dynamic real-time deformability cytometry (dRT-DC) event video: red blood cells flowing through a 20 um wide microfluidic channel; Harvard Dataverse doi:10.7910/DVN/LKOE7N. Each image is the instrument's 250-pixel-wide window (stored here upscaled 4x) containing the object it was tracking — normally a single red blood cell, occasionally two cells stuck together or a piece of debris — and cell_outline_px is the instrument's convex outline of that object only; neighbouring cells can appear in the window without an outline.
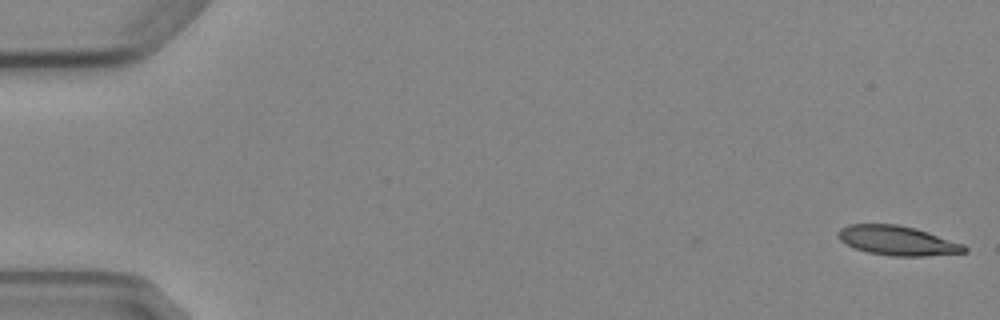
{"species": "Egyptian fruit bat (a non-hibernating species)", "species_latin": "Rousettus aegyptiacus", "temperature_condition": "cold", "stored_images_in_passage": 2, "camera_frame_rate_fps": 3000, "um_per_image_px": 0.085, "animal": {"sex": "female"}, "frame": {"image": 1, "passage_image": 2, "time_ms": 1.333, "image_size_px": [1000, 320], "cell_outline_px": [[968, 252], [924, 256], [892, 256], [868, 252], [852, 248], [840, 240], [836, 236], [836, 232], [840, 228], [848, 224], [900, 224], [916, 228], [964, 244], [968, 248]], "centroid_in_image_um": [76.26, 20.44], "position_along_channel_um": 8.7, "area_um2": 21.96}}